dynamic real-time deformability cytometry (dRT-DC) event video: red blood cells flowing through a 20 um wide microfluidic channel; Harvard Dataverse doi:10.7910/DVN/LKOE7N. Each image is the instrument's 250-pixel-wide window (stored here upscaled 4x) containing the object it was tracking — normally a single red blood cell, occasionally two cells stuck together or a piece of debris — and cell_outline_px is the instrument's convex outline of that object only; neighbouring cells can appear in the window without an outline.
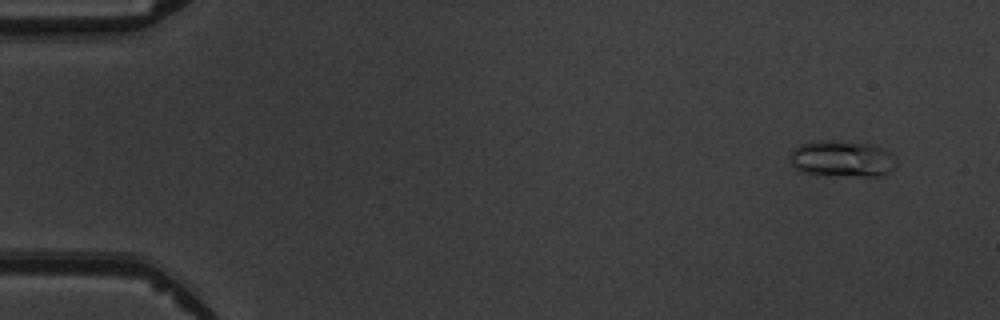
{"species": "common noctule bat (a hibernating species)", "species_latin": "Nyctalus noctula", "temperature_condition": "warm", "stored_images_in_passage": 5, "camera_frame_rate_fps": 3000, "um_per_image_px": 0.085, "animal": {"sex": "male", "body_mass_g": 19.5, "forearm_length_mm": 54.6}, "frame": {"image": 1, "passage_image": 1, "time_ms": 0.0, "image_size_px": [1000, 320], "cell_outline_px": [[896, 164], [888, 172], [880, 176], [864, 176], [804, 172], [796, 168], [788, 160], [788, 152], [800, 144], [820, 140], [828, 140], [872, 144], [888, 152]], "centroid_in_image_um": [71.5, 13.47], "position_along_channel_um": 13.5, "area_um2": 22.02}}